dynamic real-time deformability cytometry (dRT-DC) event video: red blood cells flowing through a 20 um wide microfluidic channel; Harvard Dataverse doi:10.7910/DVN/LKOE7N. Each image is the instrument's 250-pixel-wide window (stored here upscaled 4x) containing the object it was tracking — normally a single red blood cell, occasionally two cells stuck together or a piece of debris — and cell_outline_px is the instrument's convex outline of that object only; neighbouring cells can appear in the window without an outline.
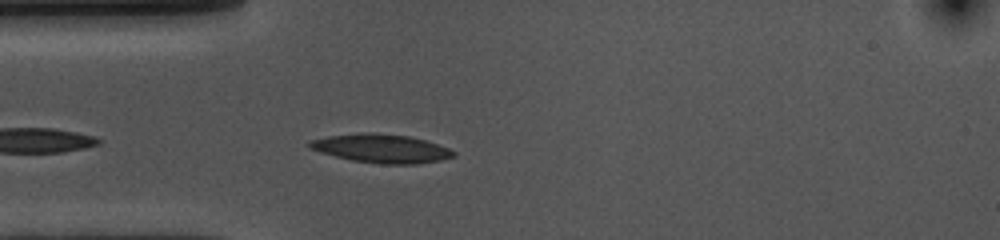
{"species": "common noctule bat (a hibernating species)", "species_latin": "Nyctalus noctula", "temperature_condition": "cold", "stored_images_in_passage": 17, "camera_frame_rate_fps": 3000, "um_per_image_px": 0.085, "animal": {"sex": "female", "body_mass_g": 10.0, "forearm_length_mm": 53.1}, "frame": {"image": 1, "passage_image": 3, "time_ms": 0.667, "image_size_px": [1000, 240], "cell_outline_px": [[456, 156], [440, 160], [416, 164], [380, 164], [352, 160], [320, 152], [308, 148], [308, 140], [328, 136], [372, 132], [408, 136], [424, 140], [448, 148], [456, 152]], "centroid_in_image_um": [32.4, 12.62], "position_along_channel_um": 52.6, "area_um2": 23.87}}
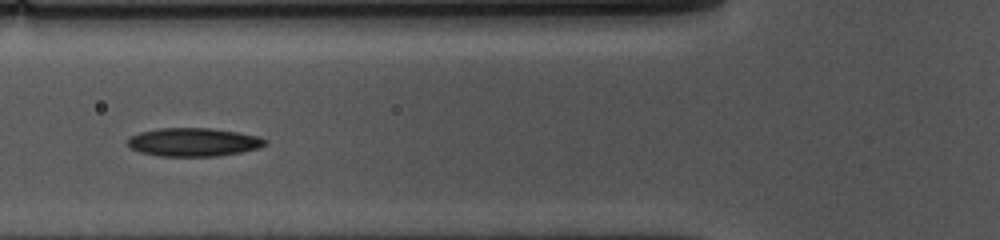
{"frame": {"image": 2, "passage_image": 8, "time_ms": 2.333, "image_size_px": [1000, 240], "cell_outline_px": [[268, 144], [260, 148], [240, 152], [216, 156], [160, 156], [140, 152], [132, 148], [128, 144], [128, 140], [132, 136], [140, 132], [156, 128], [212, 128], [240, 132], [260, 136], [268, 140]], "centroid_in_image_um": [16.52, 12.07], "position_along_channel_um": 109.3, "area_um2": 22.89}}